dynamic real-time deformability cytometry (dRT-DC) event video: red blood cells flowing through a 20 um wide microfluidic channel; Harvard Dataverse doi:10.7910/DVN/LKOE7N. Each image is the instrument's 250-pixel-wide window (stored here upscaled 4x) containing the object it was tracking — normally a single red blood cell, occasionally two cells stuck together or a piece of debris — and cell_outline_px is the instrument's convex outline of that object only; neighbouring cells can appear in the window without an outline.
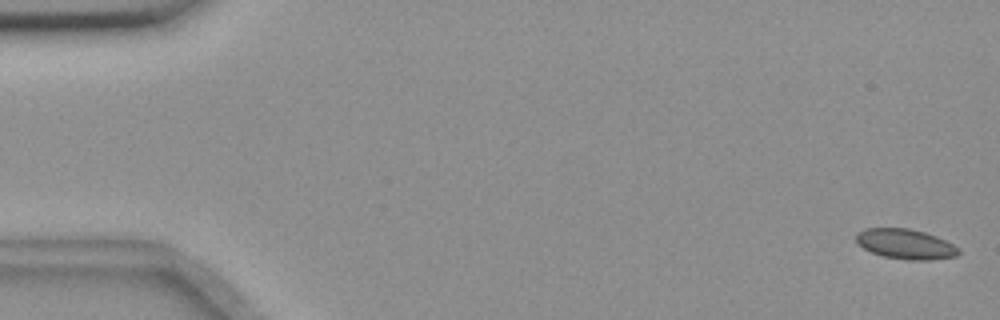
{"species": "common noctule bat (a hibernating species)", "species_latin": "Nyctalus noctula", "temperature_condition": "room temperature", "stored_images_in_passage": 4, "camera_frame_rate_fps": 3000, "um_per_image_px": 0.085, "animal": {"sex": "female", "body_mass_g": 18.4}, "frame": {"image": 1, "passage_image": 1, "time_ms": 0.0, "image_size_px": [1000, 320], "cell_outline_px": [[960, 252], [956, 256], [932, 260], [908, 260], [884, 256], [872, 252], [856, 244], [856, 232], [864, 228], [908, 228], [924, 232], [936, 236], [960, 248]], "centroid_in_image_um": [76.95, 20.74], "position_along_channel_um": 8.0, "area_um2": 17.98}}